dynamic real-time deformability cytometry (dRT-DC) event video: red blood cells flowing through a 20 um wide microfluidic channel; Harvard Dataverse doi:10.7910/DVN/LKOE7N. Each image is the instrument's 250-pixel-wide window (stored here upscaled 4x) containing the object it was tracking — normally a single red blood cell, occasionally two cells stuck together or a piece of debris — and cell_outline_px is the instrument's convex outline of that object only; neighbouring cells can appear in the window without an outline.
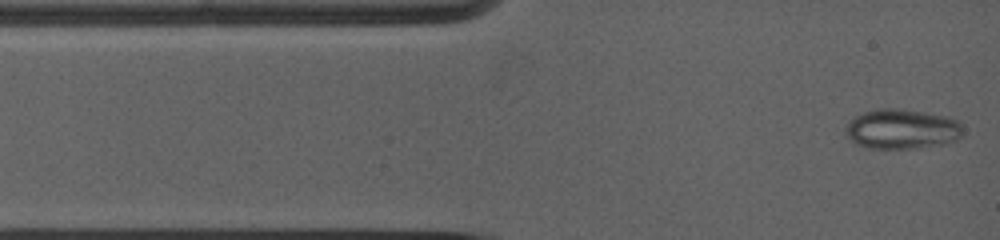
{"species": "common noctule bat (a hibernating species)", "species_latin": "Nyctalus noctula", "temperature_condition": "warm", "stored_images_in_passage": 46, "camera_frame_rate_fps": 5000, "um_per_image_px": 0.085, "animal": {"sex": "female", "body_mass_g": 19.0, "forearm_length_mm": 53.3}, "frame": {"image": 1, "passage_image": 1, "time_ms": 0.0, "image_size_px": [1000, 240], "cell_outline_px": [[960, 136], [956, 140], [944, 144], [916, 148], [868, 148], [852, 144], [844, 132], [848, 120], [864, 112], [880, 108], [896, 108], [924, 112], [944, 116], [960, 120]], "centroid_in_image_um": [76.59, 10.97], "position_along_channel_um": 8.4, "area_um2": 27.4}}
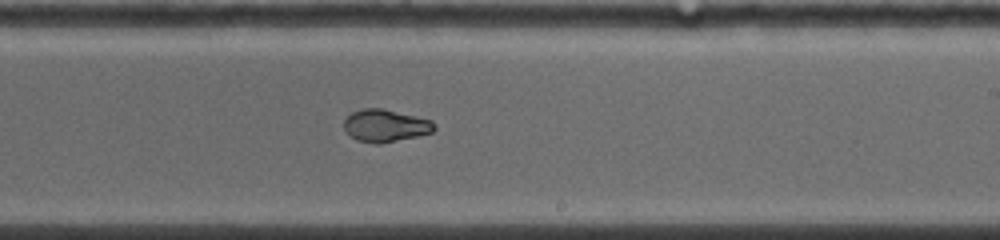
{"frame": {"image": 2, "passage_image": 24, "time_ms": 7.4, "image_size_px": [1000, 240], "cell_outline_px": [[436, 128], [432, 132], [416, 136], [380, 144], [376, 144], [356, 140], [344, 128], [344, 120], [352, 112], [364, 108], [384, 108], [432, 120]], "centroid_in_image_um": [32.76, 10.67], "position_along_channel_um": 256.2, "area_um2": 16.99}}
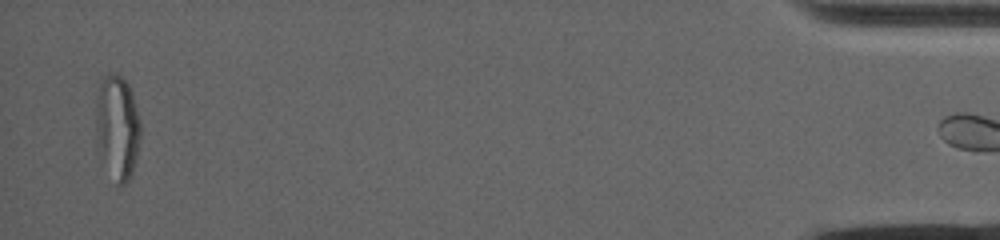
{"frame": {"image": 3, "passage_image": 42, "time_ms": 15.0, "image_size_px": [1000, 240], "cell_outline_px": [[140, 136], [136, 156], [132, 172], [128, 180], [124, 184], [120, 184], [104, 148], [96, 108], [96, 104], [100, 84], [104, 76], [108, 72], [120, 76], [128, 84], [132, 96], [140, 124]], "centroid_in_image_um": [10.07, 10.6], "position_along_channel_um": 425.1, "area_um2": 24.04}, "authors_computed_cell_mechanics": {"area_um2": 20.7791, "velocity_mm_per_s": 3.9386, "shape_relaxation_time_tau1_ms": null, "shape_relaxation_time_tau2_ms": 0.9345, "deformation_change_tau1": null, "deformation_change_tau2": 0.0466}}